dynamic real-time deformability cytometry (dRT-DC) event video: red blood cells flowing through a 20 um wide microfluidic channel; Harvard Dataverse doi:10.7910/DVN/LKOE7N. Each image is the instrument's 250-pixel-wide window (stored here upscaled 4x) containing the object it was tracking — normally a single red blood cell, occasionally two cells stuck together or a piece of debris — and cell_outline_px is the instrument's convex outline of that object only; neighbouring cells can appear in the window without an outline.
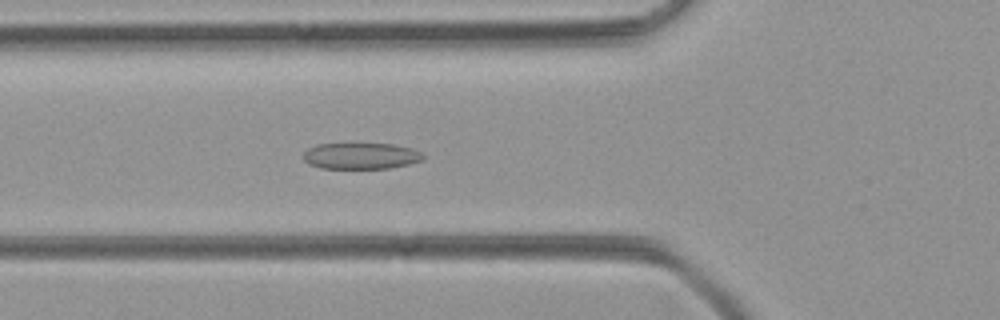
{"species": "common noctule bat (a hibernating species)", "species_latin": "Nyctalus noctula", "temperature_condition": "room temperature", "stored_images_in_passage": 51, "camera_frame_rate_fps": 3000, "um_per_image_px": 0.085, "animal": {"sex": "female", "body_mass_g": 21.9}, "frame": {"image": 1, "passage_image": 19, "time_ms": 6.0, "image_size_px": [1000, 320], "cell_outline_px": [[424, 160], [392, 168], [320, 168], [308, 164], [304, 160], [304, 152], [308, 148], [316, 144], [392, 144], [412, 148], [424, 152]], "centroid_in_image_um": [30.71, 13.25], "position_along_channel_um": 95.1, "area_um2": 18.44}}
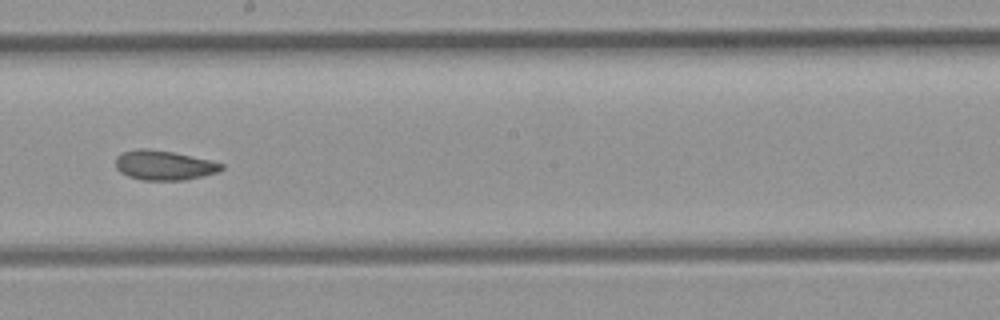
{"frame": {"image": 2, "passage_image": 29, "time_ms": 9.333, "image_size_px": [1000, 320], "cell_outline_px": [[224, 168], [220, 172], [204, 176], [184, 180], [140, 180], [128, 176], [120, 172], [116, 168], [116, 156], [124, 152], [140, 148], [148, 148], [172, 152], [212, 160], [224, 164]], "centroid_in_image_um": [13.97, 14.05], "position_along_channel_um": 234.2, "area_um2": 18.44}}
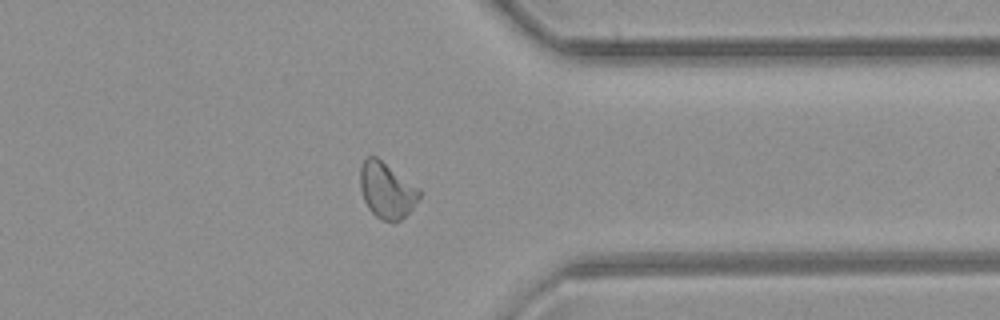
{"frame": {"image": 3, "passage_image": 40, "time_ms": 13.0, "image_size_px": [1000, 320], "cell_outline_px": [[420, 196], [412, 208], [400, 220], [380, 220], [368, 208], [364, 200], [360, 188], [360, 164], [368, 156], [376, 156], [420, 188]], "centroid_in_image_um": [32.85, 16.15], "position_along_channel_um": 378.5, "area_um2": 19.13}}